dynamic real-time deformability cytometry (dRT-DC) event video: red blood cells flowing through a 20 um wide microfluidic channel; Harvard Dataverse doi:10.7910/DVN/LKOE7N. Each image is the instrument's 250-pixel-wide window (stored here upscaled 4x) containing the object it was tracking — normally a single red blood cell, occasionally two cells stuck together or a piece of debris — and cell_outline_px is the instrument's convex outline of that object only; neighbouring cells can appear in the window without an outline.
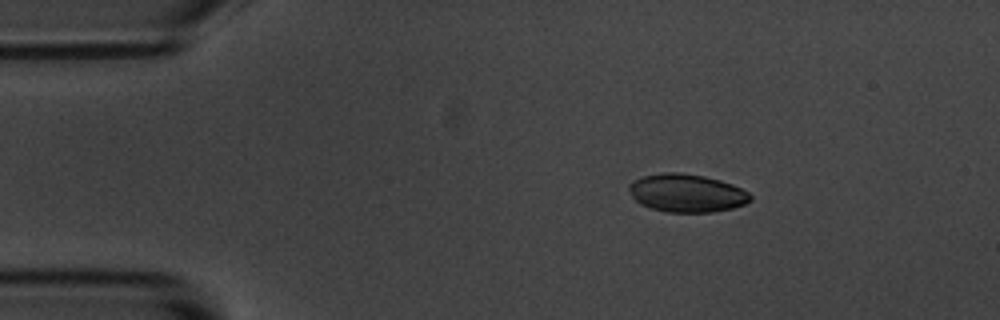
{"species": "common noctule bat (a hibernating species)", "species_latin": "Nyctalus noctula", "temperature_condition": "room temperature", "stored_images_in_passage": 5, "camera_frame_rate_fps": 3000, "um_per_image_px": 0.085, "animal": {"sex": "male", "body_mass_g": 20.1, "forearm_length_mm": 53.5}, "frame": {"image": 1, "passage_image": 1, "time_ms": 0.0, "image_size_px": [1000, 320], "cell_outline_px": [[752, 200], [744, 204], [732, 208], [712, 212], [668, 212], [652, 208], [640, 204], [632, 196], [628, 188], [628, 184], [632, 180], [644, 176], [664, 172], [680, 172], [704, 176], [720, 180], [732, 184], [748, 192], [752, 196]], "centroid_in_image_um": [58.36, 16.4], "position_along_channel_um": 26.6, "area_um2": 26.93}}
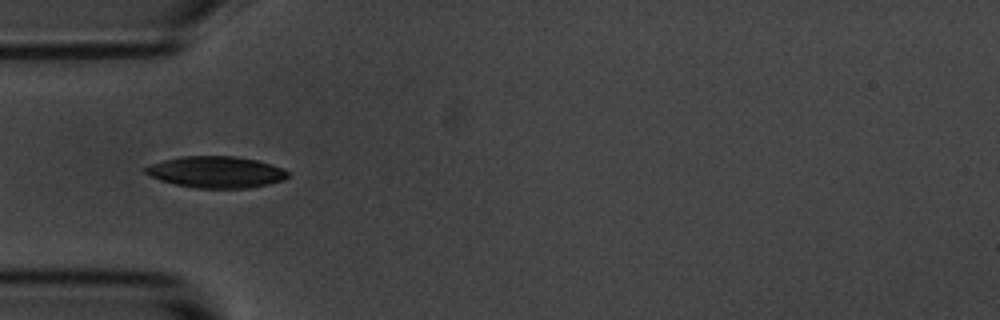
{"frame": {"image": 2, "passage_image": 3, "time_ms": 0.667, "image_size_px": [1000, 320], "cell_outline_px": [[288, 176], [284, 180], [268, 184], [248, 188], [196, 188], [176, 184], [160, 180], [144, 172], [140, 168], [164, 160], [180, 156], [236, 156], [256, 160], [272, 164], [288, 172]], "centroid_in_image_um": [18.35, 14.62], "position_along_channel_um": 66.7, "area_um2": 26.07}}
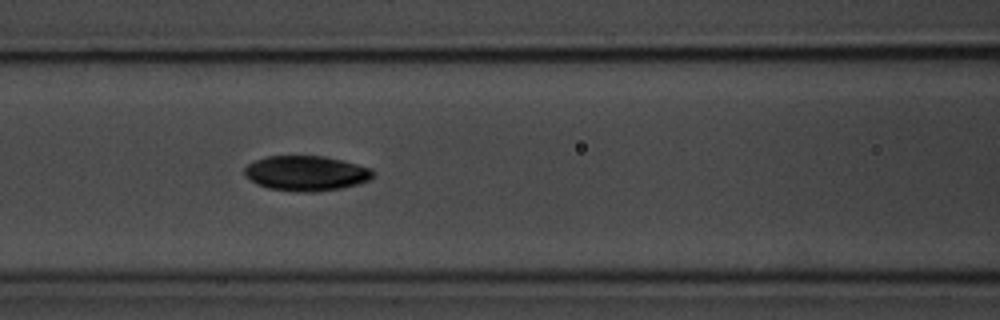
{"frame": {"image": 3, "passage_image": 5, "time_ms": 1.333, "image_size_px": [1000, 320], "cell_outline_px": [[376, 172], [368, 180], [356, 184], [340, 188], [316, 192], [296, 192], [268, 188], [256, 184], [244, 176], [244, 168], [248, 164], [256, 160], [268, 156], [324, 156], [372, 168]], "centroid_in_image_um": [25.99, 14.73], "position_along_channel_um": 140.6, "area_um2": 26.24}}